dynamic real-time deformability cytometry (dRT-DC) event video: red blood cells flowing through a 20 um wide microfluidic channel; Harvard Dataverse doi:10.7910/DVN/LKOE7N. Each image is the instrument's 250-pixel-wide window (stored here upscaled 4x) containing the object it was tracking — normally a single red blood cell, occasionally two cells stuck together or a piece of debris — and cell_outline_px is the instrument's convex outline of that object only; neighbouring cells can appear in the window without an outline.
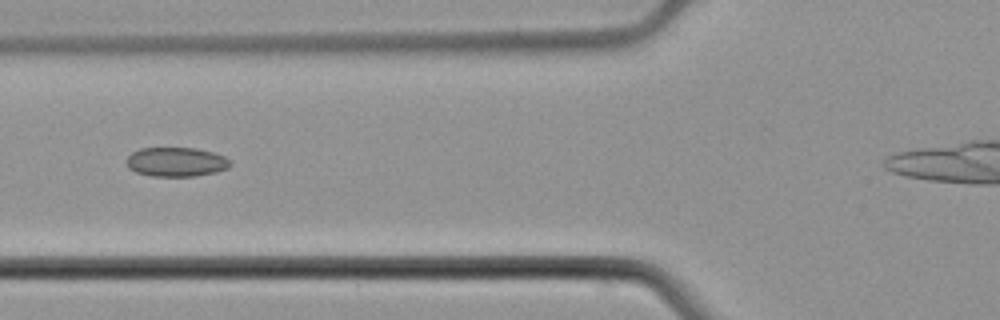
{"species": "common noctule bat (a hibernating species)", "species_latin": "Nyctalus noctula", "temperature_condition": "cold", "stored_images_in_passage": 6, "camera_frame_rate_fps": 3000, "um_per_image_px": 0.085, "animal": {"sex": "male", "body_mass_g": 21.5, "forearm_length_mm": 52.0}, "frame": {"image": 1, "passage_image": 6, "time_ms": 6.0, "image_size_px": [1000, 320], "cell_outline_px": [[232, 164], [228, 168], [216, 172], [196, 176], [152, 176], [136, 172], [128, 168], [128, 156], [132, 152], [140, 148], [196, 148], [212, 152], [224, 156]], "centroid_in_image_um": [14.98, 13.76], "position_along_channel_um": 110.8, "area_um2": 17.63}}